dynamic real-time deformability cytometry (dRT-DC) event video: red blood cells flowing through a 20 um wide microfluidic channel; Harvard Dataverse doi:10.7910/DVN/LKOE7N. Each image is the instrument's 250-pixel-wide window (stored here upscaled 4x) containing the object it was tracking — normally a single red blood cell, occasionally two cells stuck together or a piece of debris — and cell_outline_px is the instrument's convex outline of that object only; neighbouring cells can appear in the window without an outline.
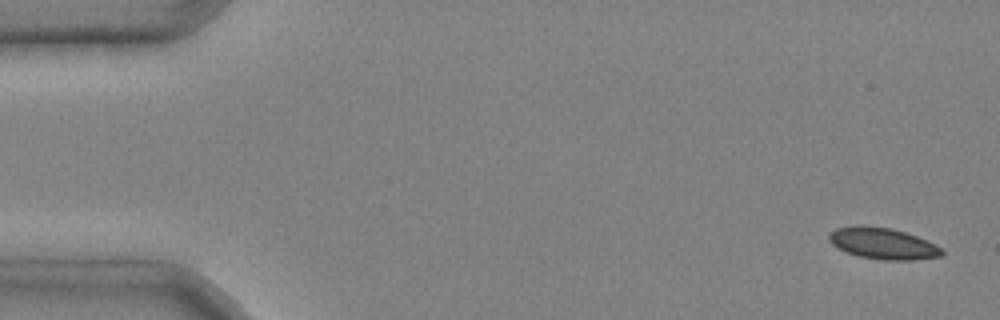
{"species": "common noctule bat (a hibernating species)", "species_latin": "Nyctalus noctula", "temperature_condition": "cold", "stored_images_in_passage": 2, "camera_frame_rate_fps": 3000, "um_per_image_px": 0.085, "animal": {"sex": "male", "body_mass_g": 20.4}, "frame": {"image": 1, "passage_image": 1, "time_ms": 0.0, "image_size_px": [1000, 320], "cell_outline_px": [[944, 256], [912, 260], [884, 260], [860, 256], [848, 252], [832, 244], [828, 240], [828, 236], [836, 228], [856, 224], [864, 224], [892, 228], [916, 236], [940, 248], [944, 252]], "centroid_in_image_um": [75.02, 20.68], "position_along_channel_um": 10.0, "area_um2": 20.52}}